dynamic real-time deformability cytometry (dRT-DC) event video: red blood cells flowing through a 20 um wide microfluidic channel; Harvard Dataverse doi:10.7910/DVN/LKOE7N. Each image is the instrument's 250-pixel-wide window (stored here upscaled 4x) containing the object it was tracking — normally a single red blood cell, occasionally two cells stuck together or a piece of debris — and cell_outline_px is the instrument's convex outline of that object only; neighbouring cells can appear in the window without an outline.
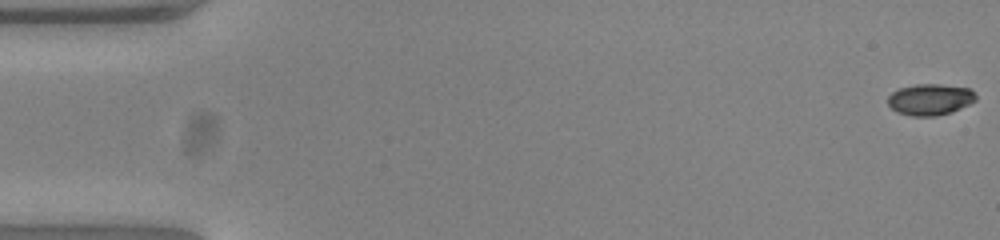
{"species": "common noctule bat (a hibernating species)", "species_latin": "Nyctalus noctula", "temperature_condition": "warm", "stored_images_in_passage": 53, "camera_frame_rate_fps": 3000, "um_per_image_px": 0.085, "animal": {"sex": "female", "body_mass_g": 23.0, "forearm_length_mm": 53.4}, "frame": {"image": 1, "passage_image": 1, "time_ms": 0.0, "image_size_px": [1000, 240], "cell_outline_px": [[976, 100], [952, 112], [936, 116], [912, 116], [896, 112], [888, 104], [888, 96], [892, 92], [900, 88], [916, 84], [940, 84], [968, 88], [976, 96]], "centroid_in_image_um": [79.03, 8.46], "position_along_channel_um": 6.0, "area_um2": 15.95}}
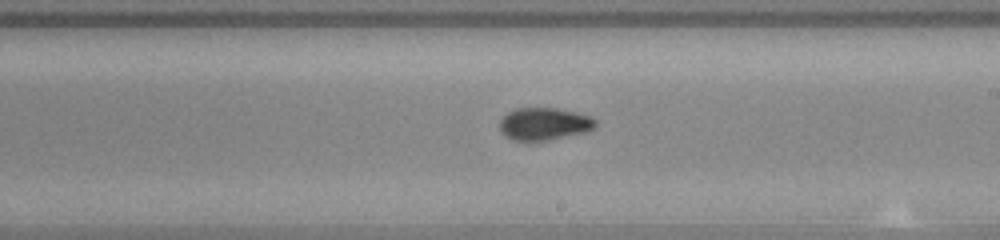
{"frame": {"image": 2, "passage_image": 31, "time_ms": 10.0, "image_size_px": [1000, 240], "cell_outline_px": [[596, 128], [588, 132], [548, 140], [512, 140], [504, 136], [500, 132], [500, 120], [508, 112], [516, 108], [556, 108], [576, 112], [592, 116], [596, 120]], "centroid_in_image_um": [46.28, 10.53], "position_along_channel_um": 242.7, "area_um2": 18.32}}
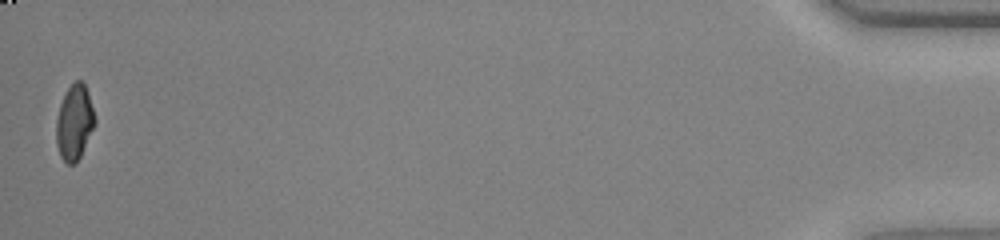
{"frame": {"image": 3, "passage_image": 53, "time_ms": 17.333, "image_size_px": [1000, 240], "cell_outline_px": [[96, 124], [80, 156], [72, 164], [68, 164], [60, 156], [56, 144], [56, 120], [60, 104], [68, 88], [76, 80], [80, 80], [84, 84], [88, 92], [96, 120]], "centroid_in_image_um": [6.33, 10.4], "position_along_channel_um": 428.9, "area_um2": 16.76}, "authors_computed_cell_mechanics": {"area_um2": 17.5712, "velocity_mm_per_s": 3.8943, "shape_relaxation_time_tau1_ms": 8.5126, "shape_relaxation_time_tau2_ms": 1.9945, "deformation_change_tau1": 0.2283, "deformation_change_tau2": 0.0594}}